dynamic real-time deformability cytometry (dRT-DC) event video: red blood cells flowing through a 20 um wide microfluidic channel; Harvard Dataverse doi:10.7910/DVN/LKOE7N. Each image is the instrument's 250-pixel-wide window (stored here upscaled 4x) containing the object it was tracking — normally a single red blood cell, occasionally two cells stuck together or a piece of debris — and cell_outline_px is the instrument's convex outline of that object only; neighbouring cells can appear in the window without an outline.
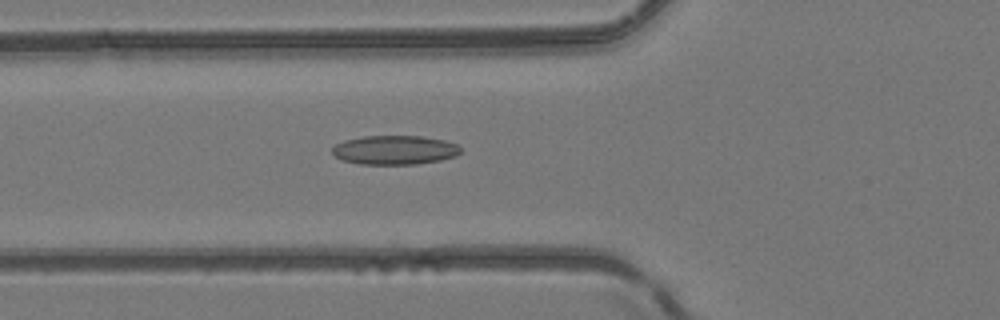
{"species": "common noctule bat (a hibernating species)", "species_latin": "Nyctalus noctula", "temperature_condition": "room temperature", "stored_images_in_passage": 33, "camera_frame_rate_fps": 3000, "um_per_image_px": 0.085, "animal": {"sex": "female", "body_mass_g": 24.6, "forearm_length_mm": 56.2}, "frame": {"image": 1, "passage_image": 3, "time_ms": 0.667, "image_size_px": [1000, 320], "cell_outline_px": [[460, 152], [456, 156], [440, 160], [416, 164], [360, 164], [340, 160], [332, 152], [332, 148], [336, 144], [344, 140], [364, 136], [424, 136], [444, 140], [456, 144], [460, 148]], "centroid_in_image_um": [33.53, 12.75], "position_along_channel_um": 92.3, "area_um2": 21.79}}
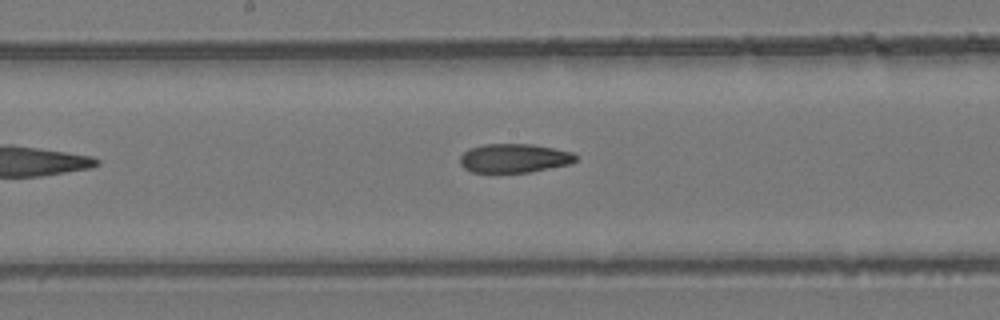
{"frame": {"image": 2, "passage_image": 11, "time_ms": 3.333, "image_size_px": [1000, 320], "cell_outline_px": [[576, 160], [572, 164], [528, 172], [496, 176], [472, 172], [464, 168], [460, 164], [460, 156], [468, 148], [484, 144], [532, 144], [572, 152], [576, 156]], "centroid_in_image_um": [43.64, 13.49], "position_along_channel_um": 204.6, "area_um2": 20.29}}
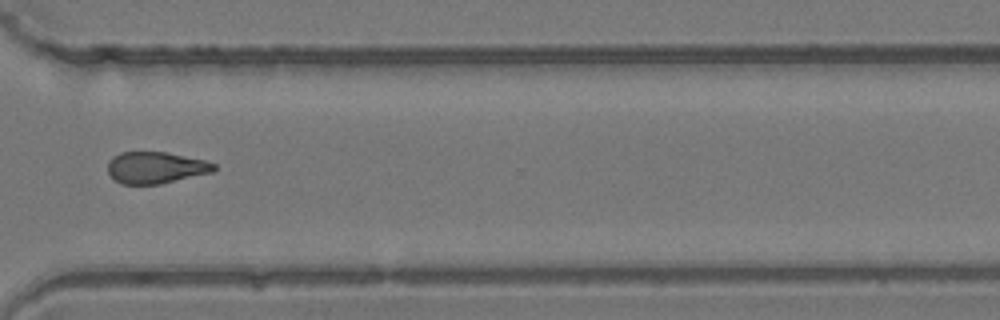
{"frame": {"image": 3, "passage_image": 22, "time_ms": 7.0, "image_size_px": [1000, 320], "cell_outline_px": [[216, 168], [212, 172], [160, 184], [120, 184], [108, 172], [108, 160], [112, 156], [120, 152], [168, 152], [204, 160], [216, 164]], "centroid_in_image_um": [13.22, 14.24], "position_along_channel_um": 357.4, "area_um2": 19.59}, "authors_computed_cell_mechanics": {"area_um2": 20.2878, "velocity_mm_per_s": 4.1693, "shape_relaxation_time_tau1_ms": null, "shape_relaxation_time_tau2_ms": 4.4513, "deformation_change_tau1": null, "deformation_change_tau2": 0.1323}}